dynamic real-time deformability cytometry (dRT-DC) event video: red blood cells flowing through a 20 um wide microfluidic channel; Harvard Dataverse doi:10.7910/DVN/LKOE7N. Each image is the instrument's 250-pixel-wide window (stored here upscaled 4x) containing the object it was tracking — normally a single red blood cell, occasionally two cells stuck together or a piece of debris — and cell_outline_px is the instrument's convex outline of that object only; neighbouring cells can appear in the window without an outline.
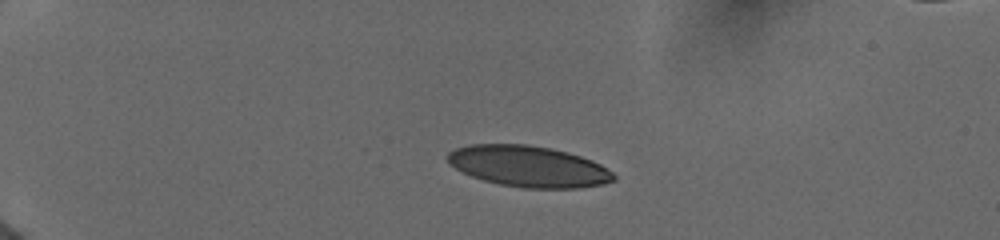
{"species": "human", "species_latin": "Homo sapiens", "temperature_condition": "cold", "stored_images_in_passage": 9, "camera_frame_rate_fps": 3000, "um_per_image_px": 0.085, "donor": {"sex": "female"}, "frame": {"image": 1, "passage_image": 6, "time_ms": 3.667, "image_size_px": [1000, 240], "cell_outline_px": [[616, 180], [604, 184], [580, 188], [524, 188], [500, 184], [484, 180], [472, 176], [448, 164], [448, 152], [456, 148], [468, 144], [528, 144], [568, 152], [592, 160], [600, 164], [612, 172], [616, 176]], "centroid_in_image_um": [44.94, 14.14], "position_along_channel_um": 40.1, "area_um2": 39.77}}
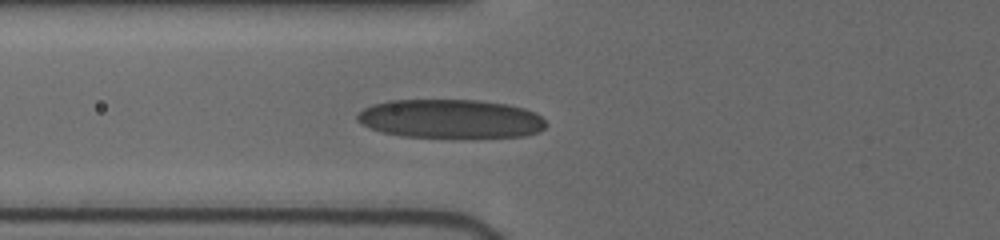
{"frame": {"image": 2, "passage_image": 9, "time_ms": 6.667, "image_size_px": [1000, 240], "cell_outline_px": [[548, 124], [544, 128], [536, 132], [524, 136], [404, 136], [384, 132], [360, 124], [356, 120], [356, 116], [364, 108], [372, 104], [388, 100], [480, 100], [508, 104], [524, 108], [536, 112]], "centroid_in_image_um": [38.29, 10.07], "position_along_channel_um": 87.5, "area_um2": 42.25}}